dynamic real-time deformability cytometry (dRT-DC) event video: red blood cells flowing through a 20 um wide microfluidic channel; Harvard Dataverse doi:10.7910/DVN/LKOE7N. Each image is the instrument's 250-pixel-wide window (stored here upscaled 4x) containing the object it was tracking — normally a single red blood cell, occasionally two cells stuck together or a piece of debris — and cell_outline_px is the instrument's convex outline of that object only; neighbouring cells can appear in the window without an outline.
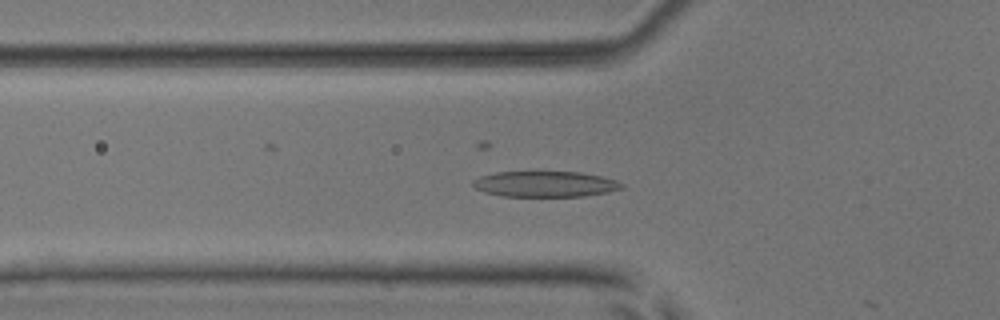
{"species": "common noctule bat (a hibernating species)", "species_latin": "Nyctalus noctula", "temperature_condition": "room temperature", "stored_images_in_passage": 30, "camera_frame_rate_fps": 3000, "um_per_image_px": 0.085, "animal": {"sex": "male", "body_mass_g": 17.9, "forearm_length_mm": 54.2}, "frame": {"image": 1, "passage_image": 18, "time_ms": 5.667, "image_size_px": [1000, 320], "cell_outline_px": [[624, 188], [608, 192], [584, 196], [500, 196], [484, 192], [476, 188], [472, 184], [472, 180], [480, 176], [496, 172], [580, 172], [600, 176], [616, 180], [624, 184]], "centroid_in_image_um": [46.33, 15.65], "position_along_channel_um": 79.5, "area_um2": 22.31}}
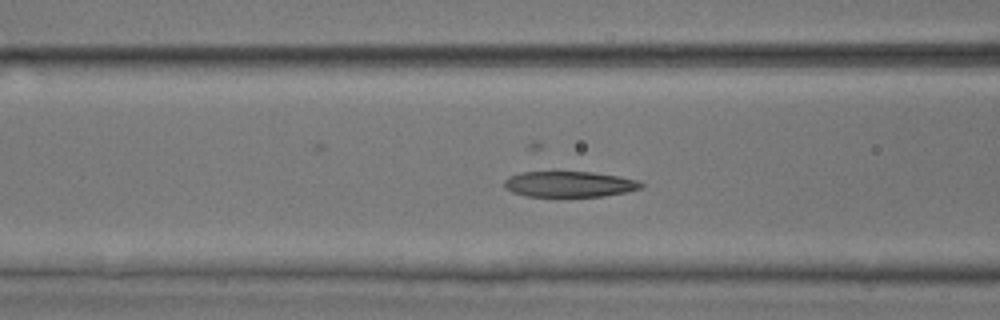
{"frame": {"image": 2, "passage_image": 21, "time_ms": 6.667, "image_size_px": [1000, 320], "cell_outline_px": [[644, 188], [628, 192], [604, 196], [524, 196], [512, 192], [504, 188], [504, 180], [508, 176], [520, 172], [592, 172], [616, 176], [636, 180], [644, 184]], "centroid_in_image_um": [48.38, 15.66], "position_along_channel_um": 118.2, "area_um2": 20.58}}
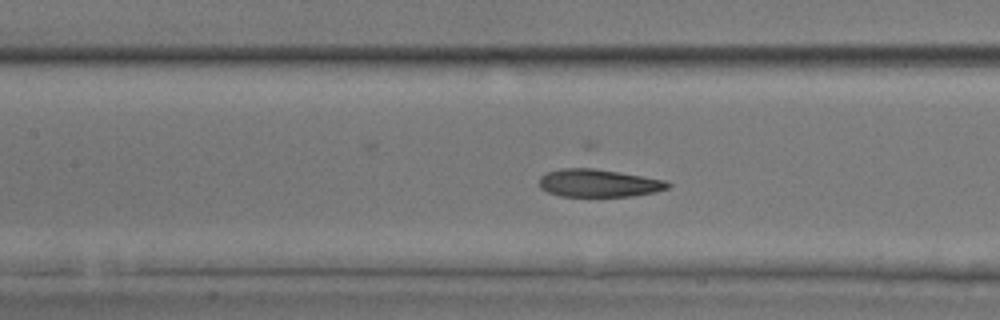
{"frame": {"image": 3, "passage_image": 24, "time_ms": 7.667, "image_size_px": [1000, 320], "cell_outline_px": [[672, 184], [668, 188], [656, 192], [632, 196], [560, 196], [548, 192], [540, 188], [540, 176], [548, 172], [560, 168], [592, 168], [664, 180]], "centroid_in_image_um": [50.86, 15.57], "position_along_channel_um": 156.5, "area_um2": 20.58}}